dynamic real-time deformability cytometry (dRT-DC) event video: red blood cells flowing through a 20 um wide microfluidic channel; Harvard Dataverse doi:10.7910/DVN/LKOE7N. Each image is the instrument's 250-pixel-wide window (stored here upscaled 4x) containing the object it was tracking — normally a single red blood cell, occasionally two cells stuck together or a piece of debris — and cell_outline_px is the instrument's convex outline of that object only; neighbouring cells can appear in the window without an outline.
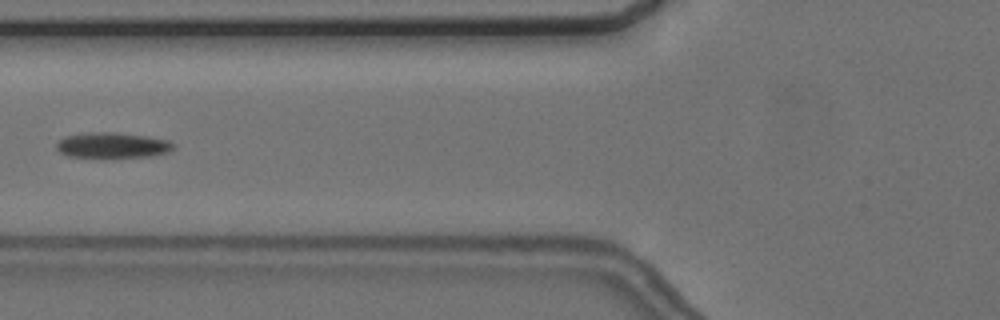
{"species": "common noctule bat (a hibernating species)", "species_latin": "Nyctalus noctula", "temperature_condition": "cold", "stored_images_in_passage": 4, "camera_frame_rate_fps": 3000, "um_per_image_px": 0.085, "animal": {"sex": "female", "body_mass_g": 24.6, "forearm_length_mm": 56.2}, "frame": {"image": 1, "passage_image": 4, "time_ms": 4.667, "image_size_px": [1000, 320], "cell_outline_px": [[176, 148], [172, 152], [156, 156], [104, 160], [68, 156], [60, 152], [56, 148], [56, 144], [64, 136], [84, 132], [112, 132], [144, 136], [168, 140], [176, 144]], "centroid_in_image_um": [9.59, 12.4], "position_along_channel_um": 116.2, "area_um2": 18.55}}